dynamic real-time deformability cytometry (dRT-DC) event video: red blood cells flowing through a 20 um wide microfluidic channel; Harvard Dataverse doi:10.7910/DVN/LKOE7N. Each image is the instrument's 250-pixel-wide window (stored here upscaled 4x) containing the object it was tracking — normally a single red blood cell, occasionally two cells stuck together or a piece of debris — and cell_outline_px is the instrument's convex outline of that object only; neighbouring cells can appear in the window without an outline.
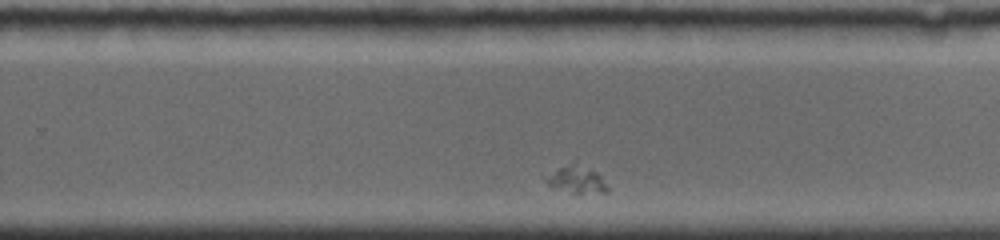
{"species": "common noctule bat (a hibernating species)", "species_latin": "Nyctalus noctula", "temperature_condition": "room temperature", "stored_images_in_passage": 25, "camera_frame_rate_fps": 4000, "um_per_image_px": 0.085, "animal": {"sex": "female", "body_mass_g": 19.0, "forearm_length_mm": 56.7}, "frame": {"image": 1, "passage_image": 18, "time_ms": 7.25, "image_size_px": [1000, 240], "cell_outline_px": [[608, 192], [572, 192], [548, 184], [544, 180], [544, 176], [576, 156], [596, 172], [600, 176], [608, 188]], "centroid_in_image_um": [48.98, 15.11], "position_along_channel_um": 280.8, "area_um2": 10.17}}